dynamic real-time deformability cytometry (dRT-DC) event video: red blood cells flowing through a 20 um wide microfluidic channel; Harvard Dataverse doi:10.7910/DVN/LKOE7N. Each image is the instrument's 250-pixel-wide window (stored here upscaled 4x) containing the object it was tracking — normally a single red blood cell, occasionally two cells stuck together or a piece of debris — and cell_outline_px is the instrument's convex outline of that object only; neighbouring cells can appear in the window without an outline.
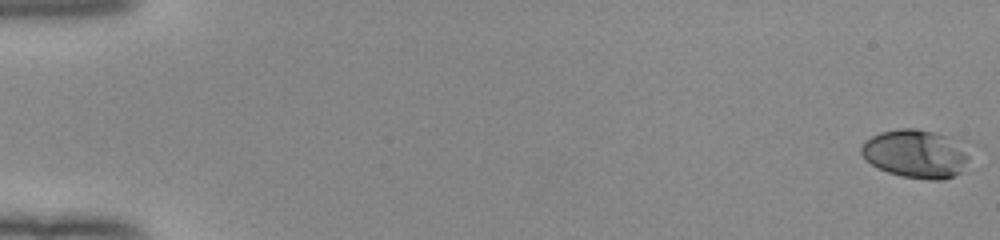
{"species": "human", "species_latin": "Homo sapiens", "temperature_condition": "room temperature", "stored_images_in_passage": 53, "camera_frame_rate_fps": 3000, "um_per_image_px": 0.085, "donor": {"sex": "female"}, "frame": {"image": 1, "passage_image": 1, "time_ms": 0.0, "image_size_px": [1000, 240], "cell_outline_px": [[980, 144], [960, 172], [944, 180], [928, 180], [904, 176], [888, 172], [872, 164], [860, 152], [860, 148], [872, 136], [880, 132], [900, 128], [916, 128], [976, 140]], "centroid_in_image_um": [78.13, 13.01], "position_along_channel_um": 6.9, "area_um2": 32.25}}
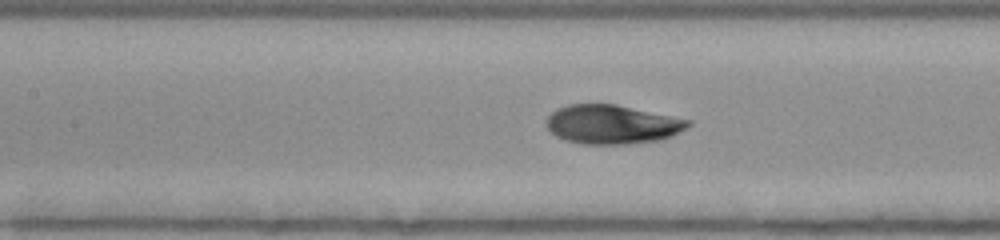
{"frame": {"image": 2, "passage_image": 26, "time_ms": 8.333, "image_size_px": [1000, 240], "cell_outline_px": [[692, 124], [672, 136], [660, 140], [624, 144], [584, 144], [568, 140], [556, 136], [548, 128], [548, 116], [556, 108], [568, 104], [616, 104], [692, 120]], "centroid_in_image_um": [52.06, 10.56], "position_along_channel_um": 155.3, "area_um2": 32.08}}
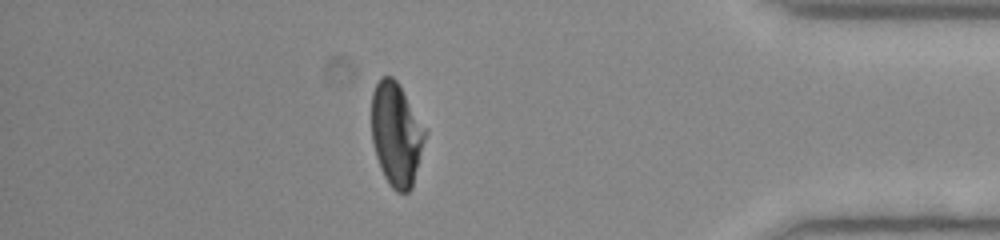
{"frame": {"image": 3, "passage_image": 47, "time_ms": 15.333, "image_size_px": [1000, 240], "cell_outline_px": [[428, 132], [412, 188], [408, 192], [396, 192], [388, 184], [380, 168], [376, 156], [372, 140], [372, 92], [380, 76], [392, 76], [396, 80], [428, 128]], "centroid_in_image_um": [33.72, 11.4], "position_along_channel_um": 401.5, "area_um2": 32.89}, "authors_computed_cell_mechanics": {"area_um2": 32.368, "velocity_mm_per_s": 3.9824, "shape_relaxation_time_tau1_ms": 4.6578, "shape_relaxation_time_tau2_ms": null, "deformation_change_tau1": 0.2119, "deformation_change_tau2": null}}